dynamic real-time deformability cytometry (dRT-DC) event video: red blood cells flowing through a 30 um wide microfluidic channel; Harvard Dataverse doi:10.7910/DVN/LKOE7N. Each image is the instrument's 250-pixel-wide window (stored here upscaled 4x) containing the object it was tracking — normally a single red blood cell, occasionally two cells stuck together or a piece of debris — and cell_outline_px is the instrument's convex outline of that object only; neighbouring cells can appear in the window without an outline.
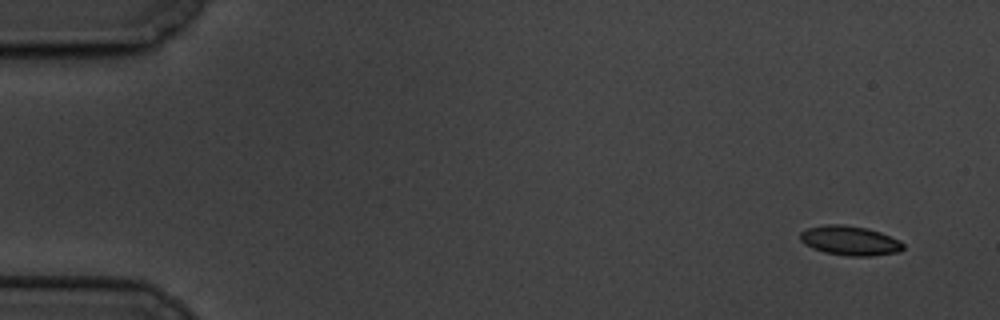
{"species": "common noctule bat (a hibernating species)", "species_latin": "Nyctalus noctula", "temperature_condition": "cold", "stored_images_in_passage": 5, "camera_frame_rate_fps": 3000, "um_per_image_px": 0.085, "animal": {"sex": "male", "body_mass_g": 19.5, "forearm_length_mm": 54.6}, "frame": {"image": 1, "passage_image": 1, "time_ms": 0.0, "image_size_px": [1000, 320], "cell_outline_px": [[904, 248], [900, 252], [872, 256], [848, 256], [824, 252], [812, 248], [804, 244], [800, 240], [800, 232], [808, 228], [824, 224], [840, 224], [864, 228], [880, 232], [900, 240], [904, 244]], "centroid_in_image_um": [72.24, 20.46], "position_along_channel_um": 12.8, "area_um2": 17.74}}
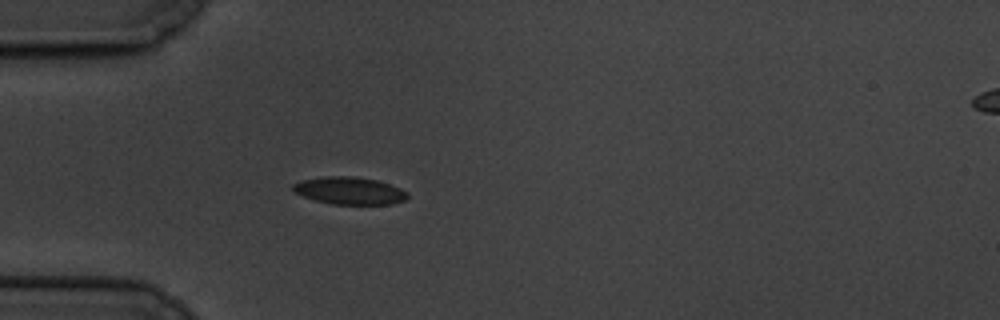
{"frame": {"image": 2, "passage_image": 5, "time_ms": 4.667, "image_size_px": [1000, 320], "cell_outline_px": [[408, 196], [404, 200], [392, 204], [332, 204], [316, 200], [304, 196], [296, 192], [292, 188], [292, 184], [300, 180], [320, 176], [352, 176], [376, 180], [400, 188], [408, 192]], "centroid_in_image_um": [29.69, 16.2], "position_along_channel_um": 55.3, "area_um2": 18.21}}